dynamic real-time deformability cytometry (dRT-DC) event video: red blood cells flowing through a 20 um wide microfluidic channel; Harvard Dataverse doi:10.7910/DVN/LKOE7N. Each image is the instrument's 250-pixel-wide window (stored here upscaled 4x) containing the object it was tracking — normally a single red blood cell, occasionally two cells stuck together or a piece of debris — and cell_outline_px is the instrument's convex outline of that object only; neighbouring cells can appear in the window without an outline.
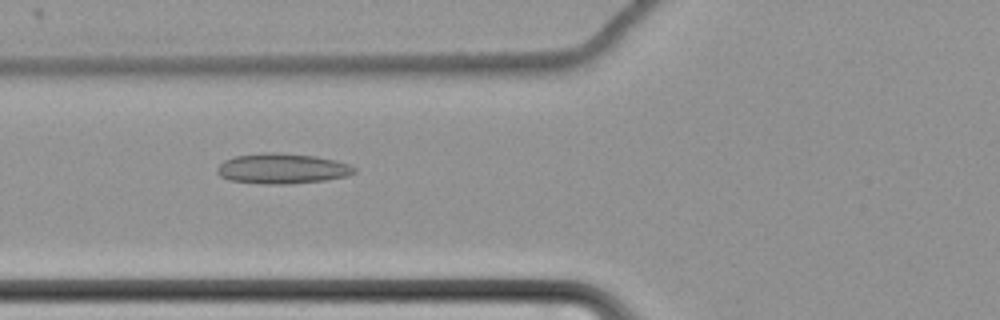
{"species": "common noctule bat (a hibernating species)", "species_latin": "Nyctalus noctula", "temperature_condition": "cold", "stored_images_in_passage": 62, "camera_frame_rate_fps": 3000, "um_per_image_px": 0.085, "animal": {"sex": "female", "body_mass_g": 22.7, "forearm_length_mm": 54.2}, "frame": {"image": 1, "passage_image": 26, "time_ms": 8.333, "image_size_px": [1000, 320], "cell_outline_px": [[356, 172], [348, 176], [324, 180], [288, 184], [264, 184], [228, 180], [220, 176], [216, 172], [216, 168], [224, 160], [236, 156], [264, 152], [272, 152], [316, 156], [336, 160], [348, 164], [356, 168]], "centroid_in_image_um": [23.97, 14.33], "position_along_channel_um": 101.8, "area_um2": 24.28}}
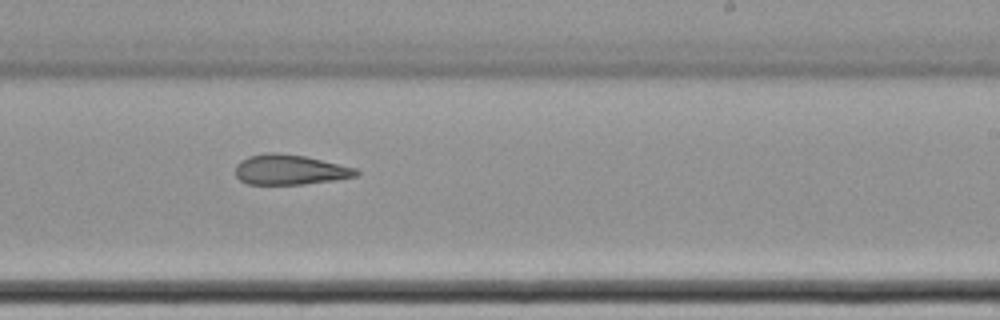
{"frame": {"image": 2, "passage_image": 40, "time_ms": 13.0, "image_size_px": [1000, 320], "cell_outline_px": [[360, 172], [356, 176], [336, 180], [304, 184], [248, 184], [240, 180], [236, 176], [236, 164], [240, 160], [248, 156], [268, 152], [272, 152], [304, 156], [356, 168]], "centroid_in_image_um": [24.62, 14.43], "position_along_channel_um": 264.4, "area_um2": 21.1}}
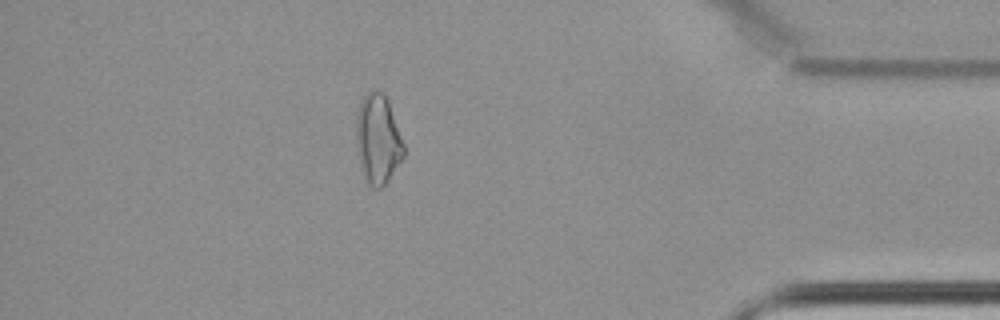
{"frame": {"image": 3, "passage_image": 55, "time_ms": 18.0, "image_size_px": [1000, 320], "cell_outline_px": [[404, 156], [388, 180], [380, 188], [372, 188], [368, 184], [364, 176], [360, 164], [356, 148], [356, 116], [360, 100], [372, 88], [384, 92], [388, 100], [404, 144]], "centroid_in_image_um": [32.1, 11.8], "position_along_channel_um": 403.1, "area_um2": 24.97}, "authors_computed_cell_mechanics": {"area_um2": 24.7095, "velocity_mm_per_s": 3.484, "shape_relaxation_time_tau1_ms": null, "shape_relaxation_time_tau2_ms": 6.1299, "deformation_change_tau1": null, "deformation_change_tau2": 0.1533}}